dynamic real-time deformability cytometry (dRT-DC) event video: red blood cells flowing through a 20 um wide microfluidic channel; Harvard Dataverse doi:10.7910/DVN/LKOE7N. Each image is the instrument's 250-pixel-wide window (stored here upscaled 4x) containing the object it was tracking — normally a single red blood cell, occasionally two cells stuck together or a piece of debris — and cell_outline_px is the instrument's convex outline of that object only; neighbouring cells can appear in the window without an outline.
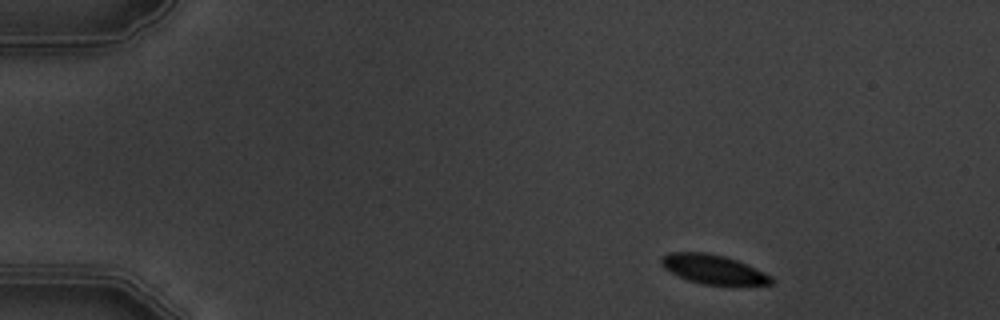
{"species": "common noctule bat (a hibernating species)", "species_latin": "Nyctalus noctula", "temperature_condition": "warm", "stored_images_in_passage": 5, "camera_frame_rate_fps": 3000, "um_per_image_px": 0.085, "animal": {"sex": "male", "body_mass_g": 19.5, "forearm_length_mm": 54.6}, "frame": {"image": 1, "passage_image": 1, "time_ms": 0.0, "image_size_px": [1000, 320], "cell_outline_px": [[772, 284], [704, 284], [688, 280], [664, 268], [660, 264], [660, 256], [668, 252], [704, 252], [724, 256], [736, 260], [756, 268], [772, 276]], "centroid_in_image_um": [60.58, 22.86], "position_along_channel_um": 24.4, "area_um2": 18.44}}
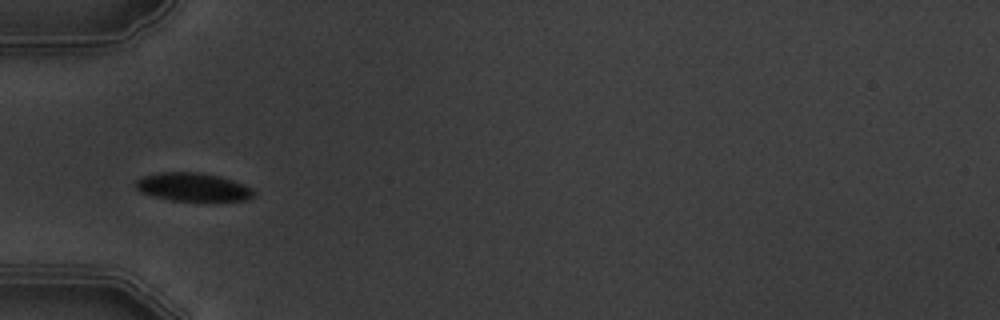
{"frame": {"image": 2, "passage_image": 4, "time_ms": 3.667, "image_size_px": [1000, 320], "cell_outline_px": [[252, 196], [244, 200], [212, 204], [208, 204], [172, 200], [140, 192], [136, 188], [136, 180], [140, 176], [160, 172], [200, 172], [220, 176], [244, 184], [252, 188]], "centroid_in_image_um": [16.43, 15.94], "position_along_channel_um": 68.6, "area_um2": 20.29}}